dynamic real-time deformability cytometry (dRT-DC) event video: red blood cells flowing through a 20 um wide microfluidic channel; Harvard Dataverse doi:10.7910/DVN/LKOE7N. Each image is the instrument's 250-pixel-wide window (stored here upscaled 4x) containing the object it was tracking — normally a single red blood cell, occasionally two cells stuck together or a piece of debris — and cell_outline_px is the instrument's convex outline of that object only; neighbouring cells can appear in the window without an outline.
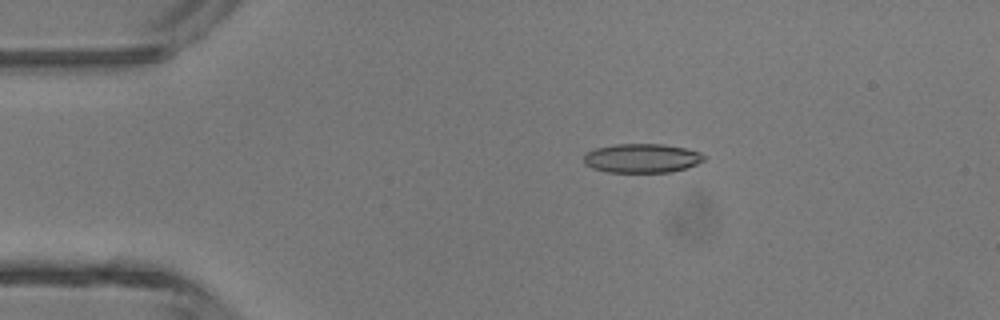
{"species": "common noctule bat (a hibernating species)", "species_latin": "Nyctalus noctula", "temperature_condition": "room temperature", "stored_images_in_passage": 4, "camera_frame_rate_fps": 3000, "um_per_image_px": 0.085, "animal": {"sex": "male", "body_mass_g": 13.3}, "frame": {"image": 1, "passage_image": 3, "time_ms": 0.667, "image_size_px": [1000, 320], "cell_outline_px": [[704, 160], [688, 168], [672, 172], [608, 172], [592, 168], [584, 164], [584, 156], [588, 152], [596, 148], [616, 144], [664, 144], [684, 148], [700, 152], [704, 156]], "centroid_in_image_um": [54.57, 13.45], "position_along_channel_um": 30.4, "area_um2": 20.35}}